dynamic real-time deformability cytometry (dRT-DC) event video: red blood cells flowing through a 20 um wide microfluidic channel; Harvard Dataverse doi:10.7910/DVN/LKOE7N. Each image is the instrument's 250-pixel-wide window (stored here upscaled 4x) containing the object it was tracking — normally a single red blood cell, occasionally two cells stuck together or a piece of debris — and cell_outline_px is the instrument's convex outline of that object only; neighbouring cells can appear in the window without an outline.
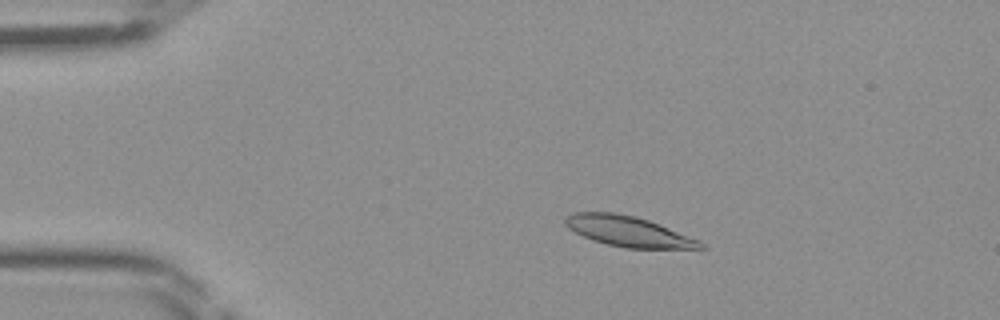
{"species": "Egyptian fruit bat (a non-hibernating species)", "species_latin": "Rousettus aegyptiacus", "temperature_condition": "room temperature", "stored_images_in_passage": 46, "camera_frame_rate_fps": 3000, "um_per_image_px": 0.085, "frame": {"image": 1, "passage_image": 9, "time_ms": 2.667, "image_size_px": [1000, 320], "cell_outline_px": [[704, 248], [624, 248], [592, 240], [568, 228], [564, 224], [564, 220], [572, 212], [616, 212], [648, 220], [660, 224], [700, 240], [704, 244]], "centroid_in_image_um": [53.4, 19.66], "position_along_channel_um": 31.6, "area_um2": 23.76}}
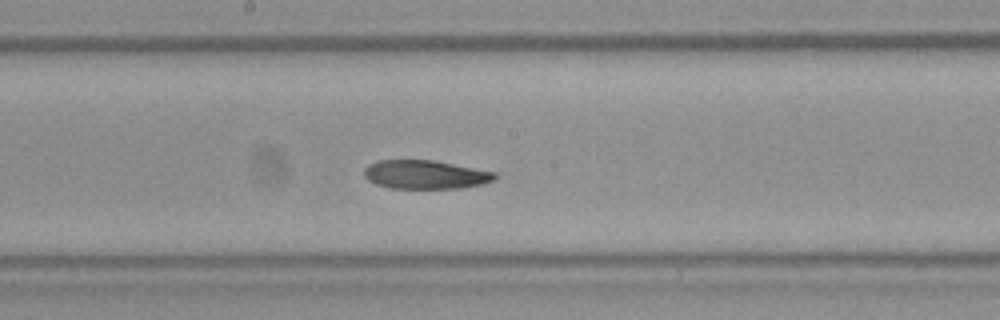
{"frame": {"image": 2, "passage_image": 25, "time_ms": 8.0, "image_size_px": [1000, 320], "cell_outline_px": [[496, 176], [492, 180], [480, 184], [460, 188], [392, 188], [376, 184], [368, 180], [364, 176], [364, 168], [368, 164], [376, 160], [432, 160], [496, 172]], "centroid_in_image_um": [36.09, 14.83], "position_along_channel_um": 212.1, "area_um2": 21.68}}
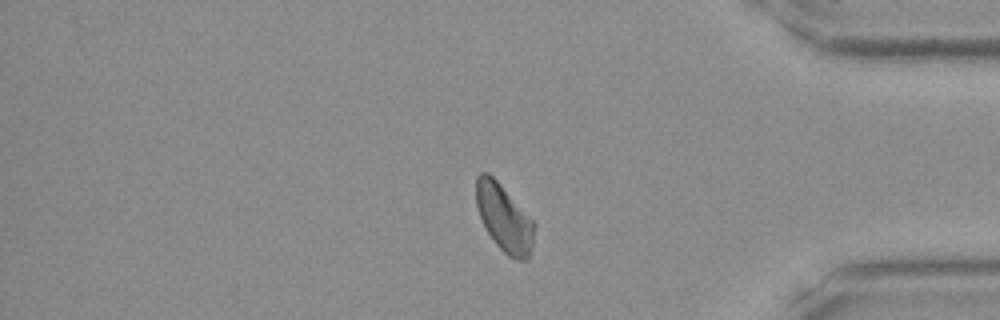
{"frame": {"image": 3, "passage_image": 39, "time_ms": 12.667, "image_size_px": [1000, 320], "cell_outline_px": [[536, 224], [532, 244], [528, 260], [516, 260], [508, 256], [496, 244], [488, 232], [480, 216], [476, 204], [476, 176], [480, 172], [488, 172], [500, 184]], "centroid_in_image_um": [42.85, 18.54], "position_along_channel_um": 392.3, "area_um2": 22.48}}